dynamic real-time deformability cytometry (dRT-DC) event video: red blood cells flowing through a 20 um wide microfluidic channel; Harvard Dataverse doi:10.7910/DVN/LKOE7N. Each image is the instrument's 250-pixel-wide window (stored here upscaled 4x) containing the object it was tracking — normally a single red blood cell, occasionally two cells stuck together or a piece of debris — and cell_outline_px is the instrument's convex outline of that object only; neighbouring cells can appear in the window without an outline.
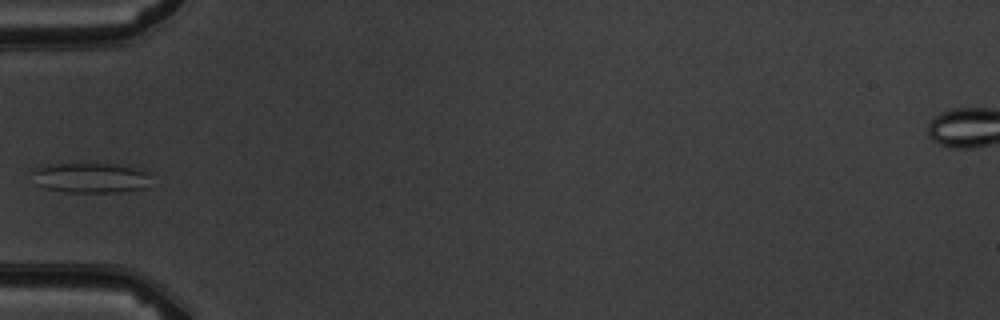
{"species": "common noctule bat (a hibernating species)", "species_latin": "Nyctalus noctula", "temperature_condition": "warm", "stored_images_in_passage": 5, "camera_frame_rate_fps": 3000, "um_per_image_px": 0.085, "animal": {"sex": "male", "body_mass_g": 19.5, "forearm_length_mm": 54.6}, "frame": {"image": 1, "passage_image": 4, "time_ms": 3.667, "image_size_px": [1000, 320], "cell_outline_px": [[148, 176], [144, 188], [120, 192], [64, 192], [44, 188], [36, 184], [32, 172], [36, 168], [48, 164], [108, 164], [136, 168], [148, 172]], "centroid_in_image_um": [7.63, 15.12], "position_along_channel_um": 77.4, "area_um2": 20.52}}
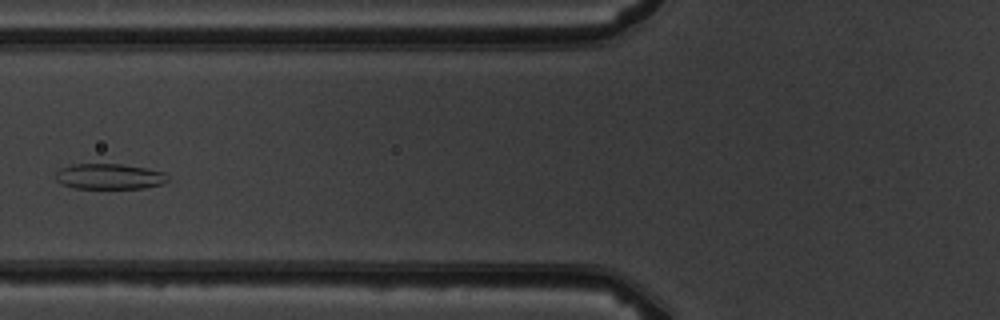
{"frame": {"image": 2, "passage_image": 5, "time_ms": 4.667, "image_size_px": [1000, 320], "cell_outline_px": [[168, 180], [164, 184], [144, 188], [76, 188], [64, 184], [56, 180], [56, 172], [60, 168], [72, 164], [120, 164], [144, 168], [164, 172]], "centroid_in_image_um": [9.3, 15.0], "position_along_channel_um": 116.5, "area_um2": 16.53}}